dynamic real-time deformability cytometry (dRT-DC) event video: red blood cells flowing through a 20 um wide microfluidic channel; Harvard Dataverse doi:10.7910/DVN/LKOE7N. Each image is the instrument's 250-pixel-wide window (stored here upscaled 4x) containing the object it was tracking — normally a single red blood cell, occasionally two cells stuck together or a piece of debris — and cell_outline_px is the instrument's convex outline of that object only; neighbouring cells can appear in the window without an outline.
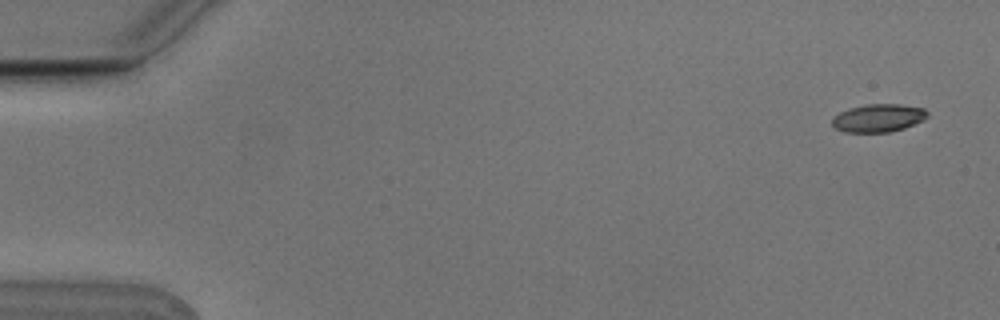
{"species": "Egyptian fruit bat (a non-hibernating species)", "species_latin": "Rousettus aegyptiacus", "temperature_condition": "cold", "stored_images_in_passage": 5, "camera_frame_rate_fps": 3000, "um_per_image_px": 0.085, "animal": {"sex": "male"}, "frame": {"image": 1, "passage_image": 1, "time_ms": 0.0, "image_size_px": [1000, 320], "cell_outline_px": [[928, 116], [924, 120], [904, 128], [888, 132], [844, 132], [836, 128], [832, 124], [832, 116], [848, 108], [868, 104], [900, 104], [924, 108], [928, 112]], "centroid_in_image_um": [74.66, 10.02], "position_along_channel_um": 10.3, "area_um2": 15.61}}